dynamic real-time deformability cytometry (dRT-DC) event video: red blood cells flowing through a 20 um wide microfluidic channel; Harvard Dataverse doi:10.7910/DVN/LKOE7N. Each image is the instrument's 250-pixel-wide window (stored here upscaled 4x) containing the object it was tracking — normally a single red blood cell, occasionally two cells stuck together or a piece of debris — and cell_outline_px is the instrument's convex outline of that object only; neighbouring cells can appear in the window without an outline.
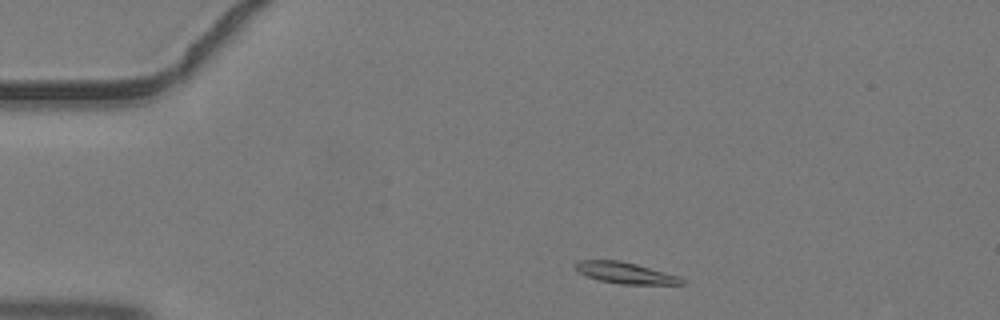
{"species": "common noctule bat (a hibernating species)", "species_latin": "Nyctalus noctula", "temperature_condition": "warm", "stored_images_in_passage": 38, "camera_frame_rate_fps": 3000, "um_per_image_px": 0.085, "animal": {"sex": "male", "body_mass_g": 19.2, "forearm_length_mm": 51.8}, "frame": {"image": 1, "passage_image": 2, "time_ms": 0.333, "image_size_px": [1000, 320], "cell_outline_px": [[684, 284], [620, 284], [600, 280], [588, 276], [580, 272], [576, 268], [576, 260], [620, 260], [636, 264], [680, 276], [684, 280]], "centroid_in_image_um": [53.18, 23.19], "position_along_channel_um": 31.8, "area_um2": 13.01}}
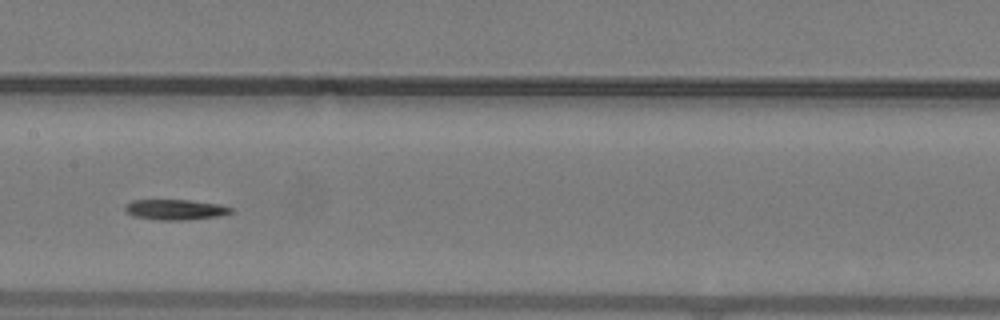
{"frame": {"image": 2, "passage_image": 16, "time_ms": 5.0, "image_size_px": [1000, 320], "cell_outline_px": [[232, 212], [216, 216], [184, 220], [160, 220], [132, 216], [124, 212], [124, 204], [132, 200], [188, 200], [220, 204], [232, 208]], "centroid_in_image_um": [14.81, 17.81], "position_along_channel_um": 192.6, "area_um2": 12.6}}
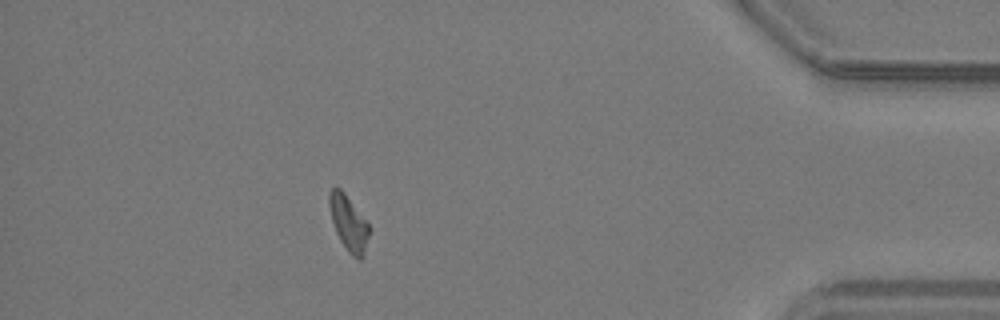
{"frame": {"image": 3, "passage_image": 33, "time_ms": 10.667, "image_size_px": [1000, 320], "cell_outline_px": [[368, 236], [364, 256], [360, 260], [352, 256], [348, 252], [340, 240], [336, 232], [332, 220], [328, 204], [328, 192], [332, 188], [340, 188], [344, 192], [368, 224]], "centroid_in_image_um": [29.6, 18.97], "position_along_channel_um": 405.6, "area_um2": 12.6}}